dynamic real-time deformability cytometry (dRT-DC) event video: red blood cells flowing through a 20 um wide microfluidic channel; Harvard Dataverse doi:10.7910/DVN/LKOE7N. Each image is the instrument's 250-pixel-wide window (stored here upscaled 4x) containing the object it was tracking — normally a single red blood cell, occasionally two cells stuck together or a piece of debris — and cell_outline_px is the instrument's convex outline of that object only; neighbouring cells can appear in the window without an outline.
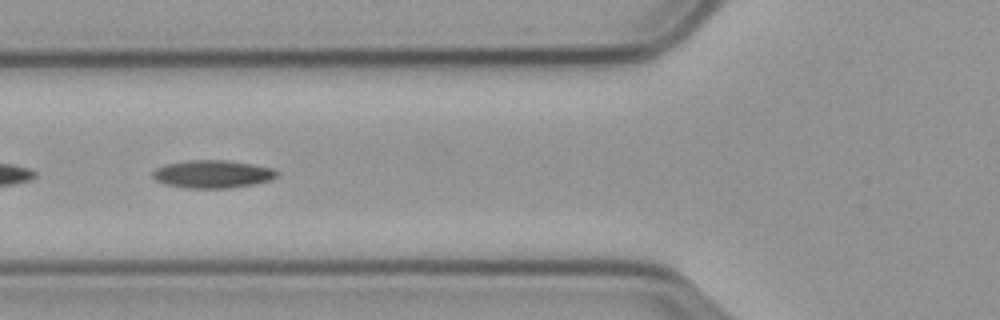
{"species": "common noctule bat (a hibernating species)", "species_latin": "Nyctalus noctula", "temperature_condition": "cold", "stored_images_in_passage": 59, "camera_frame_rate_fps": 3000, "um_per_image_px": 0.085, "animal": {"sex": "male", "body_mass_g": 23.1, "forearm_length_mm": 52.7}, "frame": {"image": 1, "passage_image": 22, "time_ms": 7.0, "image_size_px": [1000, 320], "cell_outline_px": [[280, 172], [276, 176], [268, 180], [252, 184], [228, 188], [184, 188], [164, 184], [156, 180], [152, 176], [152, 172], [156, 168], [164, 164], [188, 160], [228, 160], [252, 164], [272, 168]], "centroid_in_image_um": [18.02, 14.79], "position_along_channel_um": 107.8, "area_um2": 20.17}}
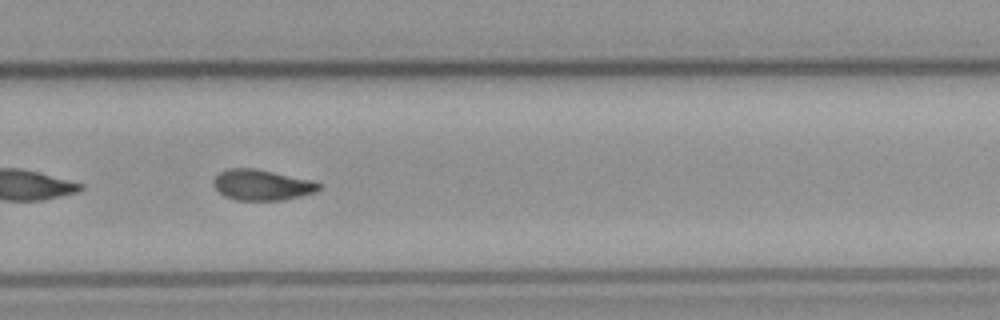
{"frame": {"image": 2, "passage_image": 39, "time_ms": 12.667, "image_size_px": [1000, 320], "cell_outline_px": [[324, 188], [316, 192], [284, 200], [236, 200], [224, 196], [212, 184], [212, 180], [220, 172], [228, 168], [256, 168], [312, 180], [320, 184]], "centroid_in_image_um": [22.28, 15.72], "position_along_channel_um": 307.5, "area_um2": 19.02}}
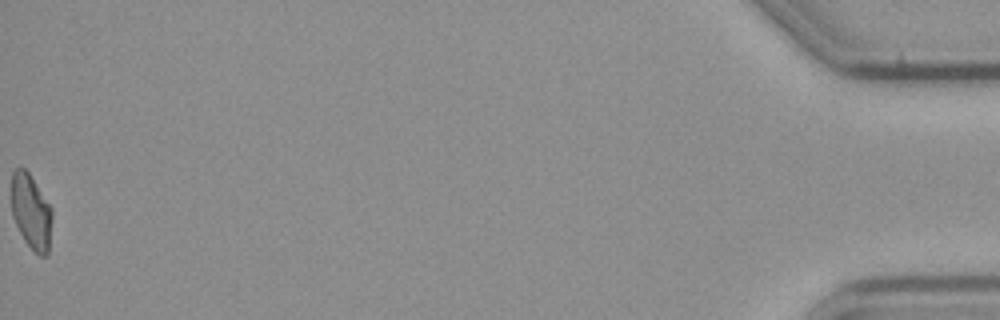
{"frame": {"image": 3, "passage_image": 59, "time_ms": 19.333, "image_size_px": [1000, 320], "cell_outline_px": [[52, 216], [48, 256], [40, 256], [24, 240], [12, 216], [12, 172], [16, 168], [24, 168], [28, 172], [52, 208]], "centroid_in_image_um": [2.65, 18.01], "position_along_channel_um": 432.5, "area_um2": 17.57}, "authors_computed_cell_mechanics": {"area_um2": 19.3052, "velocity_mm_per_s": 3.5247, "shape_relaxation_time_tau1_ms": null, "shape_relaxation_time_tau2_ms": 6.5616, "deformation_change_tau1": null, "deformation_change_tau2": 0.1206}}